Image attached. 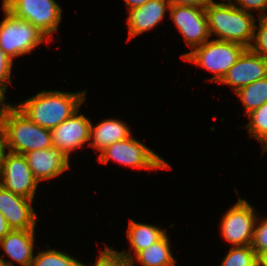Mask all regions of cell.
<instances>
[{
    "label": "cell",
    "instance_id": "obj_29",
    "mask_svg": "<svg viewBox=\"0 0 267 266\" xmlns=\"http://www.w3.org/2000/svg\"><path fill=\"white\" fill-rule=\"evenodd\" d=\"M5 92L6 88L0 85V124L5 115L14 107L10 104H5Z\"/></svg>",
    "mask_w": 267,
    "mask_h": 266
},
{
    "label": "cell",
    "instance_id": "obj_1",
    "mask_svg": "<svg viewBox=\"0 0 267 266\" xmlns=\"http://www.w3.org/2000/svg\"><path fill=\"white\" fill-rule=\"evenodd\" d=\"M85 94V91H42L16 107L37 125L51 130L80 109L86 99Z\"/></svg>",
    "mask_w": 267,
    "mask_h": 266
},
{
    "label": "cell",
    "instance_id": "obj_32",
    "mask_svg": "<svg viewBox=\"0 0 267 266\" xmlns=\"http://www.w3.org/2000/svg\"><path fill=\"white\" fill-rule=\"evenodd\" d=\"M12 229L9 227L6 218L0 213V240L4 238Z\"/></svg>",
    "mask_w": 267,
    "mask_h": 266
},
{
    "label": "cell",
    "instance_id": "obj_33",
    "mask_svg": "<svg viewBox=\"0 0 267 266\" xmlns=\"http://www.w3.org/2000/svg\"><path fill=\"white\" fill-rule=\"evenodd\" d=\"M125 4L128 7V10L141 7L145 3L149 2L150 0H124Z\"/></svg>",
    "mask_w": 267,
    "mask_h": 266
},
{
    "label": "cell",
    "instance_id": "obj_22",
    "mask_svg": "<svg viewBox=\"0 0 267 266\" xmlns=\"http://www.w3.org/2000/svg\"><path fill=\"white\" fill-rule=\"evenodd\" d=\"M31 266H84L68 254L57 250L39 252L32 260Z\"/></svg>",
    "mask_w": 267,
    "mask_h": 266
},
{
    "label": "cell",
    "instance_id": "obj_16",
    "mask_svg": "<svg viewBox=\"0 0 267 266\" xmlns=\"http://www.w3.org/2000/svg\"><path fill=\"white\" fill-rule=\"evenodd\" d=\"M5 253L22 266H31L34 247V230H11L0 240Z\"/></svg>",
    "mask_w": 267,
    "mask_h": 266
},
{
    "label": "cell",
    "instance_id": "obj_13",
    "mask_svg": "<svg viewBox=\"0 0 267 266\" xmlns=\"http://www.w3.org/2000/svg\"><path fill=\"white\" fill-rule=\"evenodd\" d=\"M33 199L16 195L0 185V213L12 230H34L37 215Z\"/></svg>",
    "mask_w": 267,
    "mask_h": 266
},
{
    "label": "cell",
    "instance_id": "obj_8",
    "mask_svg": "<svg viewBox=\"0 0 267 266\" xmlns=\"http://www.w3.org/2000/svg\"><path fill=\"white\" fill-rule=\"evenodd\" d=\"M0 177V185L12 193L29 199L35 197L39 182L23 154L8 151L3 159Z\"/></svg>",
    "mask_w": 267,
    "mask_h": 266
},
{
    "label": "cell",
    "instance_id": "obj_11",
    "mask_svg": "<svg viewBox=\"0 0 267 266\" xmlns=\"http://www.w3.org/2000/svg\"><path fill=\"white\" fill-rule=\"evenodd\" d=\"M76 111L57 127L51 129L52 145L59 148L69 159V154L83 143L90 141L92 123Z\"/></svg>",
    "mask_w": 267,
    "mask_h": 266
},
{
    "label": "cell",
    "instance_id": "obj_27",
    "mask_svg": "<svg viewBox=\"0 0 267 266\" xmlns=\"http://www.w3.org/2000/svg\"><path fill=\"white\" fill-rule=\"evenodd\" d=\"M13 60L0 49V85L7 88V82L11 79Z\"/></svg>",
    "mask_w": 267,
    "mask_h": 266
},
{
    "label": "cell",
    "instance_id": "obj_28",
    "mask_svg": "<svg viewBox=\"0 0 267 266\" xmlns=\"http://www.w3.org/2000/svg\"><path fill=\"white\" fill-rule=\"evenodd\" d=\"M237 3L240 4V7L238 6V8L245 12L250 13L253 9L261 10L263 14L259 13L258 17L266 16L264 11L267 9V0H236V5Z\"/></svg>",
    "mask_w": 267,
    "mask_h": 266
},
{
    "label": "cell",
    "instance_id": "obj_21",
    "mask_svg": "<svg viewBox=\"0 0 267 266\" xmlns=\"http://www.w3.org/2000/svg\"><path fill=\"white\" fill-rule=\"evenodd\" d=\"M247 116L250 122L245 127L250 136L259 140L264 153L267 151V102Z\"/></svg>",
    "mask_w": 267,
    "mask_h": 266
},
{
    "label": "cell",
    "instance_id": "obj_15",
    "mask_svg": "<svg viewBox=\"0 0 267 266\" xmlns=\"http://www.w3.org/2000/svg\"><path fill=\"white\" fill-rule=\"evenodd\" d=\"M166 7H171L169 0H150L141 7L129 10L127 23L130 39L154 28L164 18Z\"/></svg>",
    "mask_w": 267,
    "mask_h": 266
},
{
    "label": "cell",
    "instance_id": "obj_31",
    "mask_svg": "<svg viewBox=\"0 0 267 266\" xmlns=\"http://www.w3.org/2000/svg\"><path fill=\"white\" fill-rule=\"evenodd\" d=\"M6 139L2 125L0 124V171L3 164V159L6 154Z\"/></svg>",
    "mask_w": 267,
    "mask_h": 266
},
{
    "label": "cell",
    "instance_id": "obj_30",
    "mask_svg": "<svg viewBox=\"0 0 267 266\" xmlns=\"http://www.w3.org/2000/svg\"><path fill=\"white\" fill-rule=\"evenodd\" d=\"M171 5L205 7L211 0H169Z\"/></svg>",
    "mask_w": 267,
    "mask_h": 266
},
{
    "label": "cell",
    "instance_id": "obj_35",
    "mask_svg": "<svg viewBox=\"0 0 267 266\" xmlns=\"http://www.w3.org/2000/svg\"><path fill=\"white\" fill-rule=\"evenodd\" d=\"M0 266H13V263L10 261H5L3 258L0 257Z\"/></svg>",
    "mask_w": 267,
    "mask_h": 266
},
{
    "label": "cell",
    "instance_id": "obj_12",
    "mask_svg": "<svg viewBox=\"0 0 267 266\" xmlns=\"http://www.w3.org/2000/svg\"><path fill=\"white\" fill-rule=\"evenodd\" d=\"M266 76L267 59L246 48L219 83L232 86L236 93L244 86Z\"/></svg>",
    "mask_w": 267,
    "mask_h": 266
},
{
    "label": "cell",
    "instance_id": "obj_25",
    "mask_svg": "<svg viewBox=\"0 0 267 266\" xmlns=\"http://www.w3.org/2000/svg\"><path fill=\"white\" fill-rule=\"evenodd\" d=\"M259 29L256 34L254 33L253 40L255 44H251L249 47L253 52L267 59V15L259 17Z\"/></svg>",
    "mask_w": 267,
    "mask_h": 266
},
{
    "label": "cell",
    "instance_id": "obj_14",
    "mask_svg": "<svg viewBox=\"0 0 267 266\" xmlns=\"http://www.w3.org/2000/svg\"><path fill=\"white\" fill-rule=\"evenodd\" d=\"M24 156L38 182L52 179L70 168L69 159L59 148L54 146L30 151Z\"/></svg>",
    "mask_w": 267,
    "mask_h": 266
},
{
    "label": "cell",
    "instance_id": "obj_24",
    "mask_svg": "<svg viewBox=\"0 0 267 266\" xmlns=\"http://www.w3.org/2000/svg\"><path fill=\"white\" fill-rule=\"evenodd\" d=\"M134 259L131 253L117 252L110 247L100 252L99 258L94 266H134ZM86 266V265H84Z\"/></svg>",
    "mask_w": 267,
    "mask_h": 266
},
{
    "label": "cell",
    "instance_id": "obj_4",
    "mask_svg": "<svg viewBox=\"0 0 267 266\" xmlns=\"http://www.w3.org/2000/svg\"><path fill=\"white\" fill-rule=\"evenodd\" d=\"M245 49L238 43L215 39L182 54L181 58L212 71L216 75L210 80L220 82Z\"/></svg>",
    "mask_w": 267,
    "mask_h": 266
},
{
    "label": "cell",
    "instance_id": "obj_10",
    "mask_svg": "<svg viewBox=\"0 0 267 266\" xmlns=\"http://www.w3.org/2000/svg\"><path fill=\"white\" fill-rule=\"evenodd\" d=\"M169 10L171 18L192 50L208 41L210 34L205 7L171 5Z\"/></svg>",
    "mask_w": 267,
    "mask_h": 266
},
{
    "label": "cell",
    "instance_id": "obj_3",
    "mask_svg": "<svg viewBox=\"0 0 267 266\" xmlns=\"http://www.w3.org/2000/svg\"><path fill=\"white\" fill-rule=\"evenodd\" d=\"M1 125L10 152L24 155L53 146L51 131L31 121L16 105L5 115Z\"/></svg>",
    "mask_w": 267,
    "mask_h": 266
},
{
    "label": "cell",
    "instance_id": "obj_6",
    "mask_svg": "<svg viewBox=\"0 0 267 266\" xmlns=\"http://www.w3.org/2000/svg\"><path fill=\"white\" fill-rule=\"evenodd\" d=\"M3 6L17 18L33 24L48 40L62 17V9L54 0H3Z\"/></svg>",
    "mask_w": 267,
    "mask_h": 266
},
{
    "label": "cell",
    "instance_id": "obj_5",
    "mask_svg": "<svg viewBox=\"0 0 267 266\" xmlns=\"http://www.w3.org/2000/svg\"><path fill=\"white\" fill-rule=\"evenodd\" d=\"M5 18L0 23V49L4 51L12 60L13 58L31 53L40 43L49 41L29 21L17 18L4 6Z\"/></svg>",
    "mask_w": 267,
    "mask_h": 266
},
{
    "label": "cell",
    "instance_id": "obj_20",
    "mask_svg": "<svg viewBox=\"0 0 267 266\" xmlns=\"http://www.w3.org/2000/svg\"><path fill=\"white\" fill-rule=\"evenodd\" d=\"M236 93L248 115L267 102V76L244 86Z\"/></svg>",
    "mask_w": 267,
    "mask_h": 266
},
{
    "label": "cell",
    "instance_id": "obj_19",
    "mask_svg": "<svg viewBox=\"0 0 267 266\" xmlns=\"http://www.w3.org/2000/svg\"><path fill=\"white\" fill-rule=\"evenodd\" d=\"M169 238L165 234L159 241L153 243L135 255L136 261L143 266H176V260L171 254Z\"/></svg>",
    "mask_w": 267,
    "mask_h": 266
},
{
    "label": "cell",
    "instance_id": "obj_26",
    "mask_svg": "<svg viewBox=\"0 0 267 266\" xmlns=\"http://www.w3.org/2000/svg\"><path fill=\"white\" fill-rule=\"evenodd\" d=\"M257 223L256 220L250 246L258 255L260 252L267 250V218L261 220L258 226H256Z\"/></svg>",
    "mask_w": 267,
    "mask_h": 266
},
{
    "label": "cell",
    "instance_id": "obj_7",
    "mask_svg": "<svg viewBox=\"0 0 267 266\" xmlns=\"http://www.w3.org/2000/svg\"><path fill=\"white\" fill-rule=\"evenodd\" d=\"M113 159L120 164L135 168L145 169H168L170 165L158 154L148 149L143 143L135 140L132 135L124 140L115 142L103 150L98 157L102 163Z\"/></svg>",
    "mask_w": 267,
    "mask_h": 266
},
{
    "label": "cell",
    "instance_id": "obj_34",
    "mask_svg": "<svg viewBox=\"0 0 267 266\" xmlns=\"http://www.w3.org/2000/svg\"><path fill=\"white\" fill-rule=\"evenodd\" d=\"M257 266H267V250L257 255Z\"/></svg>",
    "mask_w": 267,
    "mask_h": 266
},
{
    "label": "cell",
    "instance_id": "obj_2",
    "mask_svg": "<svg viewBox=\"0 0 267 266\" xmlns=\"http://www.w3.org/2000/svg\"><path fill=\"white\" fill-rule=\"evenodd\" d=\"M229 3H216L211 0L205 11L210 36L212 32L222 41L238 43L246 48L251 46L255 29V19L249 12L239 9L232 0Z\"/></svg>",
    "mask_w": 267,
    "mask_h": 266
},
{
    "label": "cell",
    "instance_id": "obj_17",
    "mask_svg": "<svg viewBox=\"0 0 267 266\" xmlns=\"http://www.w3.org/2000/svg\"><path fill=\"white\" fill-rule=\"evenodd\" d=\"M131 136L129 127L117 119H107L97 124L91 125L89 145L98 149L105 150L111 144L127 139Z\"/></svg>",
    "mask_w": 267,
    "mask_h": 266
},
{
    "label": "cell",
    "instance_id": "obj_23",
    "mask_svg": "<svg viewBox=\"0 0 267 266\" xmlns=\"http://www.w3.org/2000/svg\"><path fill=\"white\" fill-rule=\"evenodd\" d=\"M221 266H257V254L250 245L232 246Z\"/></svg>",
    "mask_w": 267,
    "mask_h": 266
},
{
    "label": "cell",
    "instance_id": "obj_9",
    "mask_svg": "<svg viewBox=\"0 0 267 266\" xmlns=\"http://www.w3.org/2000/svg\"><path fill=\"white\" fill-rule=\"evenodd\" d=\"M257 218L253 207L246 200L239 198L222 218V236L233 244V247L250 245Z\"/></svg>",
    "mask_w": 267,
    "mask_h": 266
},
{
    "label": "cell",
    "instance_id": "obj_18",
    "mask_svg": "<svg viewBox=\"0 0 267 266\" xmlns=\"http://www.w3.org/2000/svg\"><path fill=\"white\" fill-rule=\"evenodd\" d=\"M165 234L166 232L159 227L136 223L132 219L129 222L127 231V237L134 251V256L159 241Z\"/></svg>",
    "mask_w": 267,
    "mask_h": 266
}]
</instances>
